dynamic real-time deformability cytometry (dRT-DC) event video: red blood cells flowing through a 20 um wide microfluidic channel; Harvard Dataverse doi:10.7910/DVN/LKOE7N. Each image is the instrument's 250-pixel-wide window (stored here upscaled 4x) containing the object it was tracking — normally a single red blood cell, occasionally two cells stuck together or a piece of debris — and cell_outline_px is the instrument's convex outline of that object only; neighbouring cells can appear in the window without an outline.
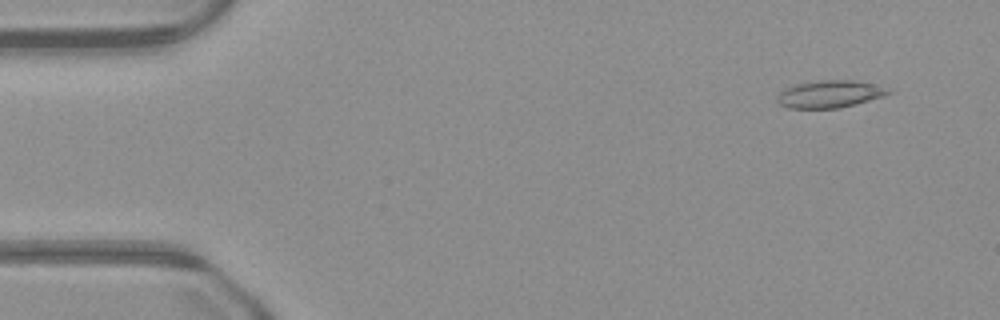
{"species": "common noctule bat (a hibernating species)", "species_latin": "Nyctalus noctula", "temperature_condition": "warm", "stored_images_in_passage": 49, "camera_frame_rate_fps": 3000, "um_per_image_px": 0.085, "animal": {"sex": "male", "body_mass_g": 23.1, "forearm_length_mm": 52.7}, "frame": {"image": 1, "passage_image": 3, "time_ms": 0.667, "image_size_px": [1000, 320], "cell_outline_px": [[892, 92], [884, 96], [856, 104], [840, 108], [788, 108], [780, 104], [776, 100], [776, 96], [784, 88], [796, 84], [820, 80], [852, 80], [872, 84]], "centroid_in_image_um": [70.46, 8.0], "position_along_channel_um": 14.5, "area_um2": 17.51}}
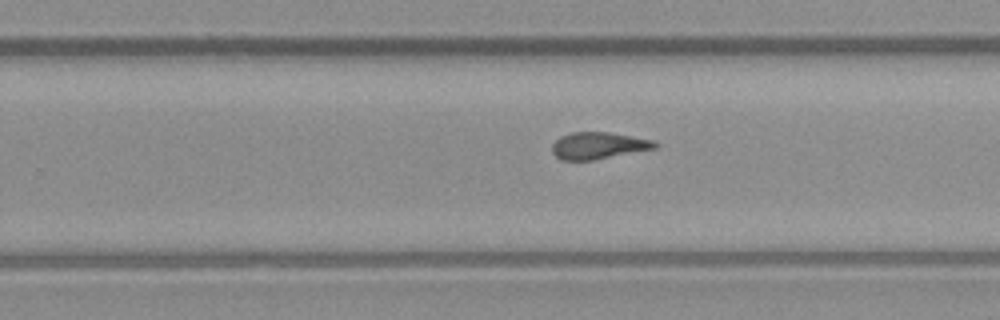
{"frame": {"image": 2, "passage_image": 30, "time_ms": 9.667, "image_size_px": [1000, 320], "cell_outline_px": [[660, 144], [656, 148], [592, 160], [560, 160], [552, 152], [552, 144], [560, 136], [572, 132], [608, 132], [652, 140]], "centroid_in_image_um": [50.83, 12.37], "position_along_channel_um": 279.0, "area_um2": 15.95}}
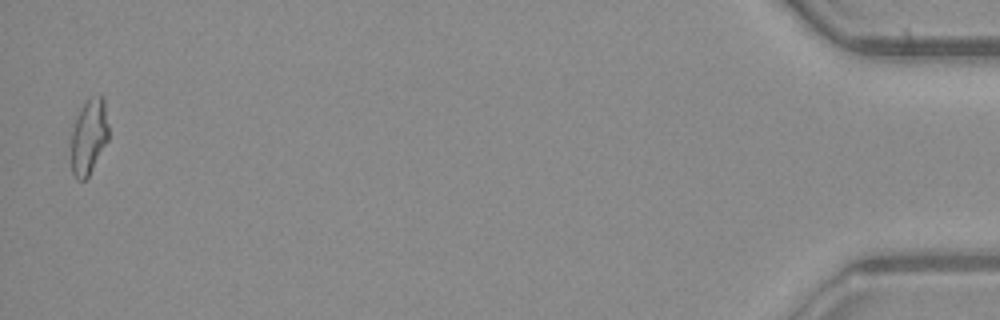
{"frame": {"image": 3, "passage_image": 48, "time_ms": 15.667, "image_size_px": [1000, 320], "cell_outline_px": [[108, 140], [88, 176], [84, 180], [76, 180], [72, 172], [72, 132], [76, 120], [84, 104], [92, 96], [104, 96], [108, 124]], "centroid_in_image_um": [7.58, 11.62], "position_along_channel_um": 427.6, "area_um2": 16.07}}